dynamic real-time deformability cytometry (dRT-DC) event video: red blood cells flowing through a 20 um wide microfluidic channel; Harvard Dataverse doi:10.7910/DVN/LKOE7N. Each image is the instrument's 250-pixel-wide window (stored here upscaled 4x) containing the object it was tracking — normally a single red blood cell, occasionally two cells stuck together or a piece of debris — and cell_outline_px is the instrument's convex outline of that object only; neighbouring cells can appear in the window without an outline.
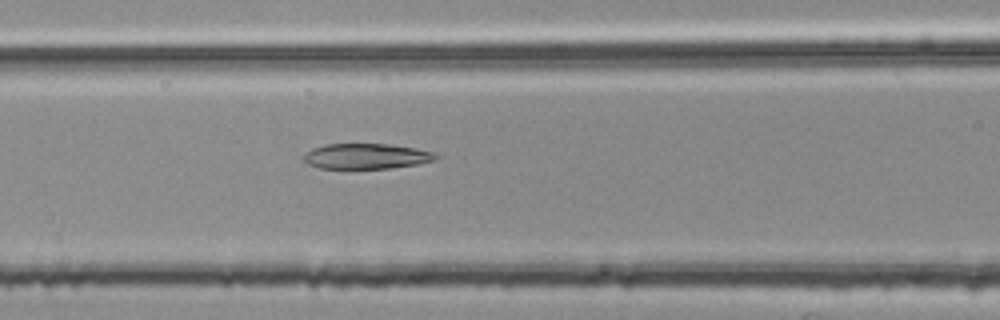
{"species": "common noctule bat (a hibernating species)", "species_latin": "Nyctalus noctula", "temperature_condition": "room temperature", "stored_images_in_passage": 53, "segment_of_instrument_passage": [2, 2], "camera_frame_rate_fps": 3000, "um_per_image_px": 0.085, "animal": {"sex": "female", "body_mass_g": 25.1}, "frame": {"image": 1, "passage_image": 22, "time_ms": 7.0, "image_size_px": [1000, 320], "cell_outline_px": [[440, 156], [436, 160], [416, 164], [392, 168], [320, 168], [308, 164], [300, 156], [312, 148], [324, 144], [388, 144], [416, 148], [432, 152]], "centroid_in_image_um": [31.11, 13.27], "position_along_channel_um": 135.5, "area_um2": 19.59}}
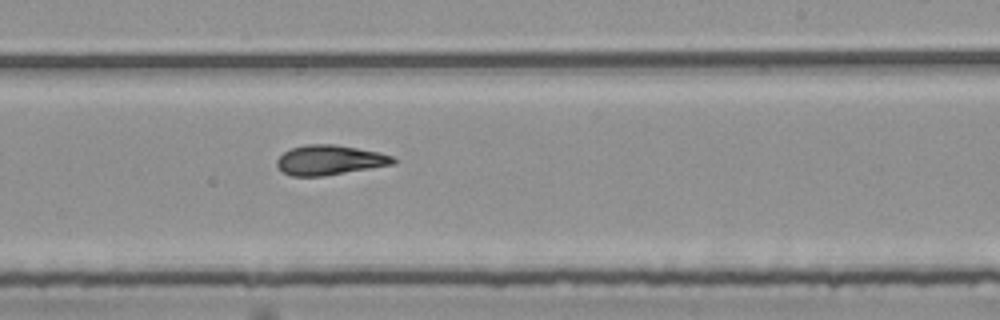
{"frame": {"image": 2, "passage_image": 32, "time_ms": 10.333, "image_size_px": [1000, 320], "cell_outline_px": [[396, 164], [324, 176], [292, 176], [276, 168], [276, 160], [284, 152], [292, 148], [308, 144], [336, 144], [380, 152], [392, 156], [396, 160]], "centroid_in_image_um": [28.03, 13.6], "position_along_channel_um": 261.0, "area_um2": 20.35}}
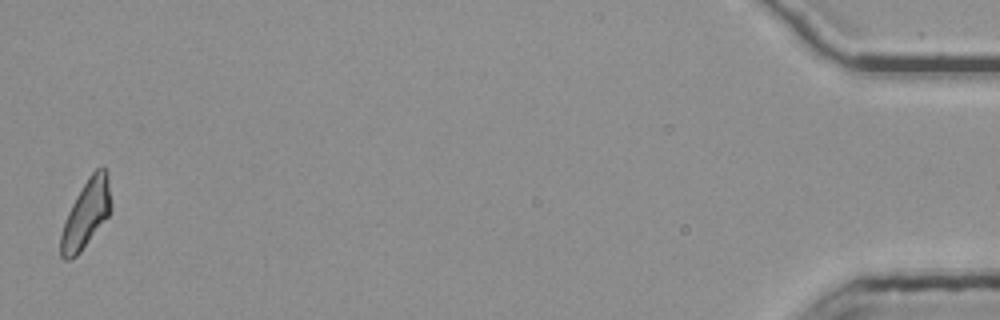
{"frame": {"image": 3, "passage_image": 53, "time_ms": 17.333, "image_size_px": [1000, 320], "cell_outline_px": [[112, 208], [108, 216], [80, 252], [76, 256], [68, 260], [64, 260], [60, 256], [60, 236], [68, 212], [76, 196], [88, 176], [96, 168], [104, 168], [108, 172], [112, 200]], "centroid_in_image_um": [7.34, 18.16], "position_along_channel_um": 427.9, "area_um2": 19.88}}